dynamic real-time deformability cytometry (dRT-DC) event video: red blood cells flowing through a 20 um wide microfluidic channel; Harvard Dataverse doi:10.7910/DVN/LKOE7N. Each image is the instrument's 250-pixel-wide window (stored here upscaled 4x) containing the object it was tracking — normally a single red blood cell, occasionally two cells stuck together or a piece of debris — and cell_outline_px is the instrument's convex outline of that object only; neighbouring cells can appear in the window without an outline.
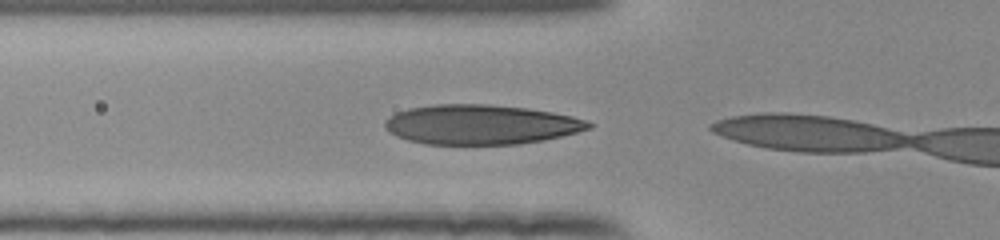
{"species": "human", "species_latin": "Homo sapiens", "temperature_condition": "room temperature", "stored_images_in_passage": 4, "camera_frame_rate_fps": 3000, "um_per_image_px": 0.085, "donor": {"sex": "female"}, "frame": {"image": 1, "passage_image": 2, "time_ms": 0.333, "image_size_px": [1000, 240], "cell_outline_px": [[596, 124], [592, 128], [544, 140], [520, 144], [424, 144], [408, 140], [396, 136], [388, 132], [384, 128], [384, 120], [396, 112], [408, 108], [436, 104], [488, 104], [528, 108], [552, 112], [572, 116], [588, 120]], "centroid_in_image_um": [40.86, 10.58], "position_along_channel_um": 84.9, "area_um2": 47.51}}